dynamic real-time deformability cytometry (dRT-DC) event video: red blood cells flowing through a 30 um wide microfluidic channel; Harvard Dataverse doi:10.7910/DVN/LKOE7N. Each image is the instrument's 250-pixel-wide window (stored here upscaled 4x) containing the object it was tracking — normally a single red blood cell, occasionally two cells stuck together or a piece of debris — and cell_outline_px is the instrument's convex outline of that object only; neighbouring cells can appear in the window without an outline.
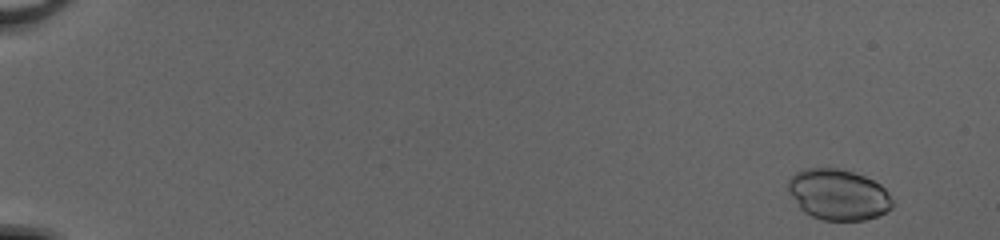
{"species": "common noctule bat (a hibernating species)", "species_latin": "Nyctalus noctula", "temperature_condition": "cold", "stored_images_in_passage": 51, "camera_frame_rate_fps": 3000, "um_per_image_px": 0.085, "animal": {"sex": "female", "body_mass_g": 20.0, "forearm_length_mm": 54.0}, "frame": {"image": 1, "passage_image": 3, "time_ms": 0.667, "image_size_px": [1000, 240], "cell_outline_px": [[892, 208], [876, 216], [864, 220], [824, 220], [812, 216], [804, 212], [800, 208], [788, 192], [788, 180], [796, 172], [804, 168], [840, 168], [864, 176], [880, 184], [884, 188], [892, 200]], "centroid_in_image_um": [71.22, 16.53], "position_along_channel_um": 13.8, "area_um2": 30.75}}
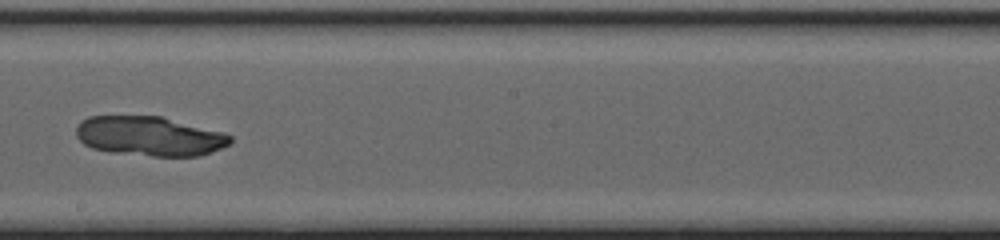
{"frame": {"image": 2, "passage_image": 32, "time_ms": 10.333, "image_size_px": [1000, 240], "cell_outline_px": [[232, 140], [228, 144], [220, 148], [196, 156], [152, 156], [112, 152], [92, 148], [84, 144], [76, 136], [76, 128], [80, 120], [88, 116], [160, 116], [224, 132], [232, 136]], "centroid_in_image_um": [12.67, 11.56], "position_along_channel_um": 235.5, "area_um2": 35.37}}
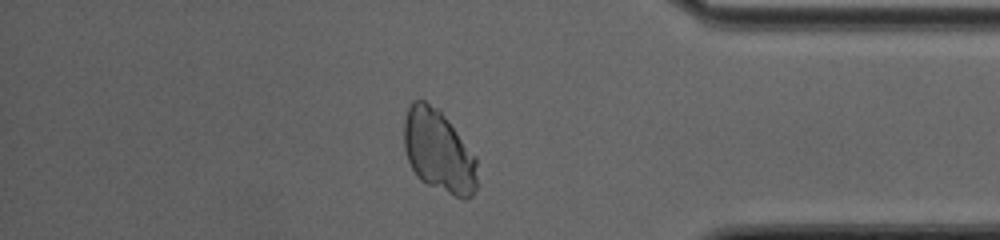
{"frame": {"image": 3, "passage_image": 45, "time_ms": 14.667, "image_size_px": [1000, 240], "cell_outline_px": [[476, 188], [472, 196], [464, 200], [428, 184], [420, 180], [416, 176], [408, 160], [404, 148], [404, 120], [408, 108], [412, 100], [424, 100], [440, 108], [476, 156]], "centroid_in_image_um": [37.28, 12.82], "position_along_channel_um": 397.9, "area_um2": 35.43}}